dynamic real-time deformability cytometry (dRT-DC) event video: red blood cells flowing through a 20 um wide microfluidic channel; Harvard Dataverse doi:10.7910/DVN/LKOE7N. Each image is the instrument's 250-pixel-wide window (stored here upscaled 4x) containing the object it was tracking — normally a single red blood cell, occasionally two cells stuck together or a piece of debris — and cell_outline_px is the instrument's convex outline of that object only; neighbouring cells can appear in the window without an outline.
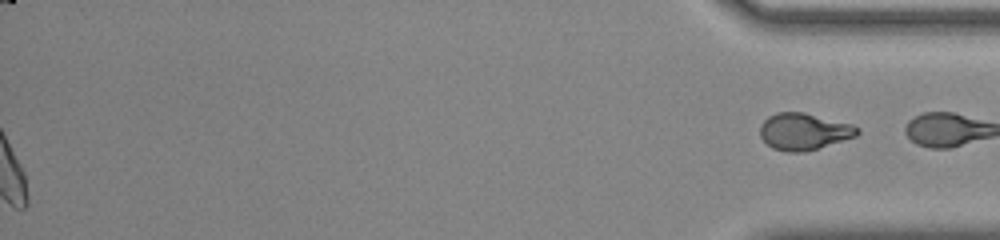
{"species": "common noctule bat (a hibernating species)", "species_latin": "Nyctalus noctula", "temperature_condition": "room temperature", "stored_images_in_passage": 49, "segment_of_instrument_passage": [2, 2], "camera_frame_rate_fps": 3000, "um_per_image_px": 0.085, "animal": {"sex": "male", "body_mass_g": 20.0, "forearm_length_mm": 53.3}, "frame": {"image": 1, "passage_image": 49, "time_ms": 16.0, "image_size_px": [1000, 240], "cell_outline_px": [[860, 132], [856, 136], [804, 152], [784, 152], [772, 148], [760, 136], [760, 124], [768, 116], [776, 112], [804, 112], [852, 124], [860, 128]], "centroid_in_image_um": [68.31, 11.17], "position_along_channel_um": 366.9, "area_um2": 20.87}}